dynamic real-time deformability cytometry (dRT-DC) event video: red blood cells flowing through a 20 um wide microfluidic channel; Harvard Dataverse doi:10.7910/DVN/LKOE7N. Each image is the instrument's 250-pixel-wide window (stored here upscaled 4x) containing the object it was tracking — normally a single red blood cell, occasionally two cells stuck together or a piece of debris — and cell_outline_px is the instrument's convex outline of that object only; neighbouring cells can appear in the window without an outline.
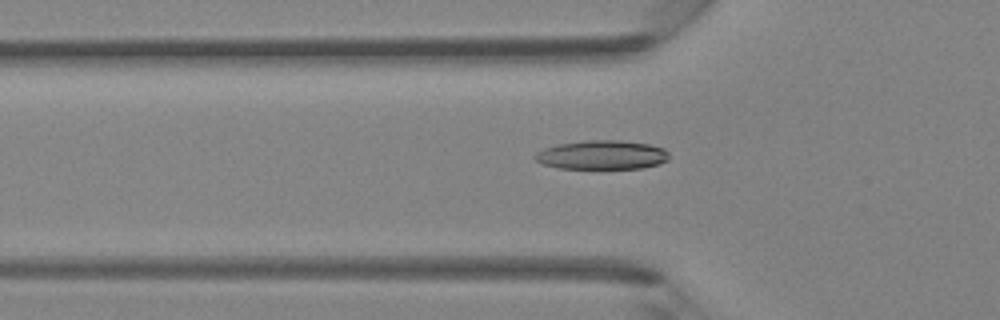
{"species": "Egyptian fruit bat (a non-hibernating species)", "species_latin": "Rousettus aegyptiacus", "temperature_condition": "room temperature", "stored_images_in_passage": 40, "camera_frame_rate_fps": 3000, "um_per_image_px": 0.085, "animal": {"sex": "female"}, "frame": {"image": 1, "passage_image": 12, "time_ms": 3.667, "image_size_px": [1000, 320], "cell_outline_px": [[668, 160], [660, 164], [644, 168], [560, 168], [544, 164], [536, 160], [532, 156], [536, 152], [544, 148], [560, 144], [588, 140], [620, 140], [648, 144], [664, 148], [668, 152]], "centroid_in_image_um": [51.19, 13.16], "position_along_channel_um": 74.6, "area_um2": 22.6}}
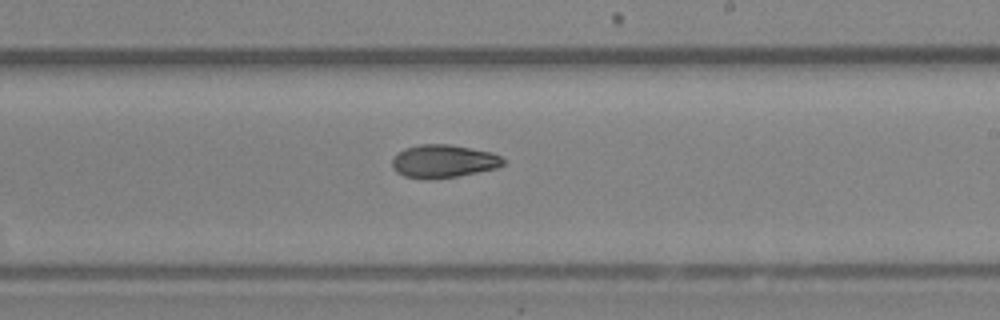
{"frame": {"image": 2, "passage_image": 23, "time_ms": 7.333, "image_size_px": [1000, 320], "cell_outline_px": [[504, 164], [496, 168], [456, 176], [404, 176], [396, 172], [392, 168], [392, 160], [404, 148], [420, 144], [448, 144], [492, 152], [500, 156], [504, 160]], "centroid_in_image_um": [37.71, 13.66], "position_along_channel_um": 251.3, "area_um2": 20.52}}
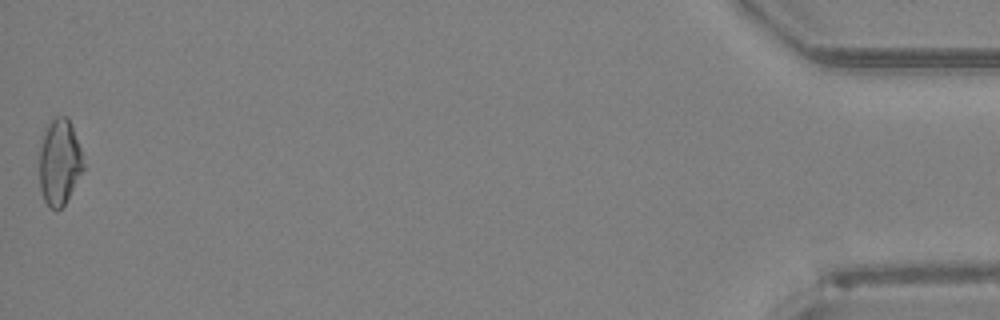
{"frame": {"image": 3, "passage_image": 40, "time_ms": 13.0, "image_size_px": [1000, 320], "cell_outline_px": [[84, 168], [64, 204], [56, 212], [48, 208], [44, 200], [40, 188], [40, 148], [48, 124], [56, 116], [68, 116], [80, 148], [84, 164]], "centroid_in_image_um": [5.05, 13.81], "position_along_channel_um": 430.2, "area_um2": 21.73}}